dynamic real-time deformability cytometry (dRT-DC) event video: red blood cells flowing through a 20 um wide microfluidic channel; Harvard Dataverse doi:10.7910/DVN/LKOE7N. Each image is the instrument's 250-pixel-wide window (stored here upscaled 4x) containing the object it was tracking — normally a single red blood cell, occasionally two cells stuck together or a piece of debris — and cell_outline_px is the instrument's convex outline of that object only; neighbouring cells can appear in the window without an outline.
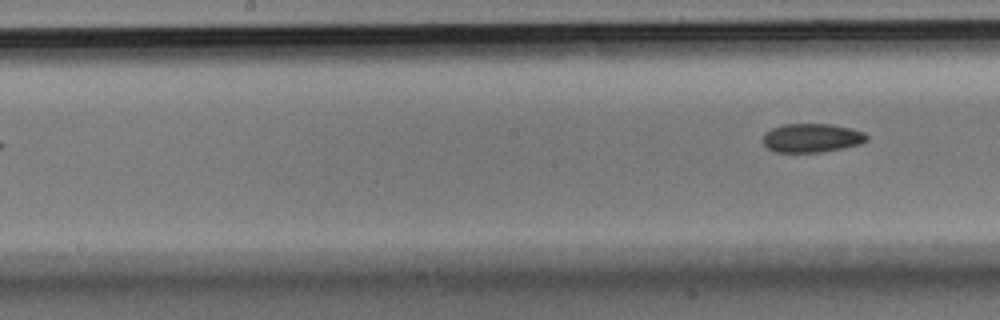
{"species": "Egyptian fruit bat (a non-hibernating species)", "species_latin": "Rousettus aegyptiacus", "temperature_condition": "room temperature", "stored_images_in_passage": 9, "segment_of_instrument_passage": [2, 2], "camera_frame_rate_fps": 3000, "um_per_image_px": 0.085, "animal": {"sex": "male"}, "frame": {"image": 1, "passage_image": 9, "time_ms": 2.667, "image_size_px": [1000, 320], "cell_outline_px": [[868, 140], [860, 144], [820, 152], [776, 152], [768, 148], [764, 144], [764, 132], [772, 128], [784, 124], [832, 124], [852, 128], [864, 132], [868, 136]], "centroid_in_image_um": [69.01, 11.71], "position_along_channel_um": 179.2, "area_um2": 17.4}}